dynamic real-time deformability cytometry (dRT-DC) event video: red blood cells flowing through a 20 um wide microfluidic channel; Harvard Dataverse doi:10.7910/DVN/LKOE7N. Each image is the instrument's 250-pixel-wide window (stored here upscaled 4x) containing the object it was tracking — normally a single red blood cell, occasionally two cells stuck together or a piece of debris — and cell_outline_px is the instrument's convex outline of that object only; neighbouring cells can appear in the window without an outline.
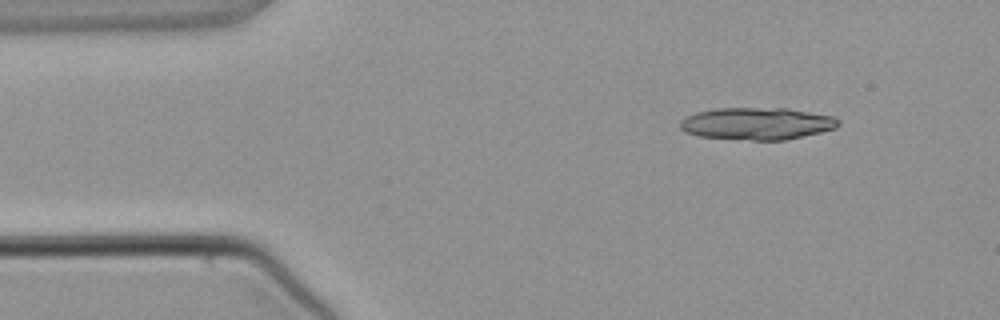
{"species": "common noctule bat (a hibernating species)", "species_latin": "Nyctalus noctula", "temperature_condition": "warm", "stored_images_in_passage": 2, "camera_frame_rate_fps": 3000, "um_per_image_px": 0.085, "animal": {"sex": "male", "body_mass_g": 21.5, "forearm_length_mm": 52.0}, "frame": {"image": 1, "passage_image": 1, "time_ms": 0.0, "image_size_px": [1000, 320], "cell_outline_px": [[840, 124], [836, 128], [820, 132], [784, 140], [752, 140], [700, 136], [684, 132], [680, 128], [680, 120], [684, 116], [696, 112], [716, 108], [788, 108], [836, 116], [840, 120]], "centroid_in_image_um": [64.35, 10.49], "position_along_channel_um": 20.7, "area_um2": 29.88}}